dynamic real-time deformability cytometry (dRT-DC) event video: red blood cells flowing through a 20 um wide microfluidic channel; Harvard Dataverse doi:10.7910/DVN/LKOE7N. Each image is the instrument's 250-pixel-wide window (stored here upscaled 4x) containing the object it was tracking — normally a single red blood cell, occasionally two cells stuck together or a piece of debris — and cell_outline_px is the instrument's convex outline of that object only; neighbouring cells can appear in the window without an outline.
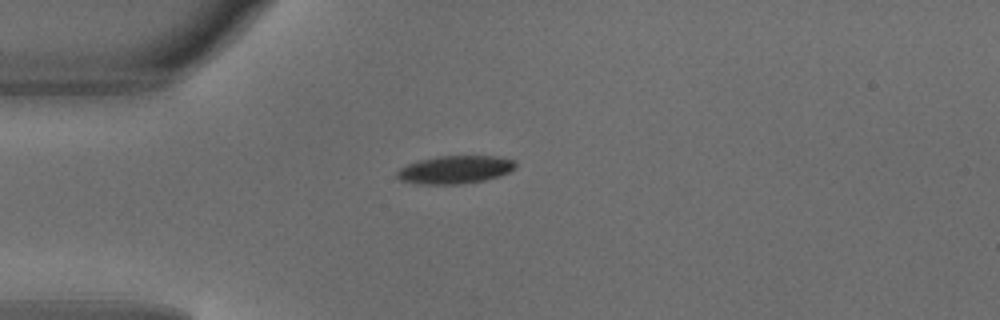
{"species": "common noctule bat (a hibernating species)", "species_latin": "Nyctalus noctula", "temperature_condition": "warm", "stored_images_in_passage": 2, "camera_frame_rate_fps": 3000, "um_per_image_px": 0.085, "animal": {"sex": "male", "body_mass_g": 18.8}, "frame": {"image": 1, "passage_image": 1, "time_ms": 0.0, "image_size_px": [1000, 320], "cell_outline_px": [[516, 168], [500, 176], [484, 180], [460, 184], [416, 184], [400, 180], [396, 176], [396, 172], [400, 168], [416, 160], [440, 156], [496, 156], [516, 160]], "centroid_in_image_um": [38.68, 14.42], "position_along_channel_um": 46.3, "area_um2": 19.48}}